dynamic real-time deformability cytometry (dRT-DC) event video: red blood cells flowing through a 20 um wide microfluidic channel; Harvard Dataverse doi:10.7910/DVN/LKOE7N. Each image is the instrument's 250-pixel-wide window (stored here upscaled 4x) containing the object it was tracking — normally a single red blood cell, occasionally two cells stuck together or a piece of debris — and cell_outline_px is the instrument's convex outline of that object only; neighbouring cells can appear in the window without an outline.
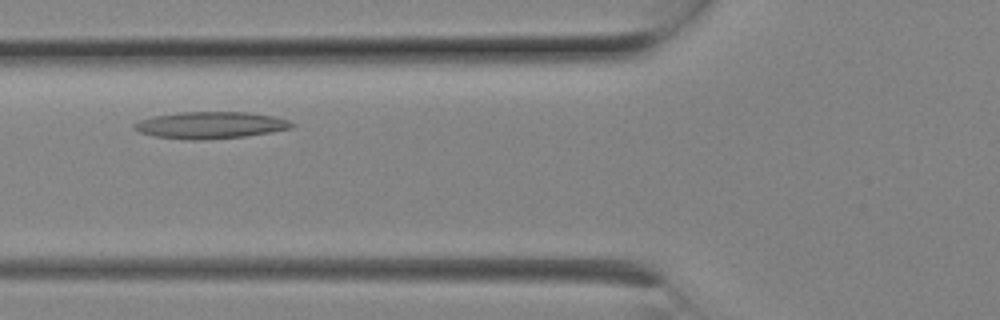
{"species": "Egyptian fruit bat (a non-hibernating species)", "species_latin": "Rousettus aegyptiacus", "temperature_condition": "room temperature", "stored_images_in_passage": 5, "camera_frame_rate_fps": 3000, "um_per_image_px": 0.085, "animal": {"sex": "female"}, "frame": {"image": 1, "passage_image": 4, "time_ms": 1.0, "image_size_px": [1000, 320], "cell_outline_px": [[296, 124], [292, 128], [272, 132], [244, 136], [200, 140], [188, 140], [152, 136], [140, 132], [132, 128], [132, 124], [140, 120], [152, 116], [180, 112], [248, 112], [276, 116], [288, 120]], "centroid_in_image_um": [17.88, 10.63], "position_along_channel_um": 107.9, "area_um2": 24.85}}
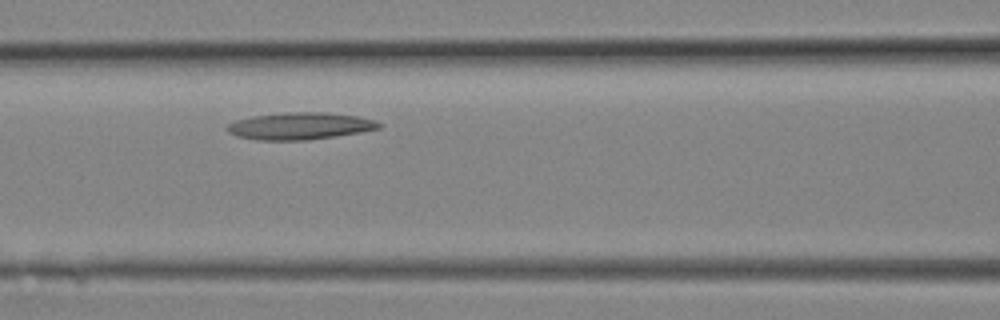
{"frame": {"image": 2, "passage_image": 5, "time_ms": 1.333, "image_size_px": [1000, 320], "cell_outline_px": [[384, 124], [380, 128], [360, 132], [336, 136], [304, 140], [256, 140], [236, 136], [228, 132], [228, 124], [236, 120], [252, 116], [284, 112], [328, 112], [356, 116], [376, 120]], "centroid_in_image_um": [25.51, 10.7], "position_along_channel_um": 141.1, "area_um2": 23.99}}